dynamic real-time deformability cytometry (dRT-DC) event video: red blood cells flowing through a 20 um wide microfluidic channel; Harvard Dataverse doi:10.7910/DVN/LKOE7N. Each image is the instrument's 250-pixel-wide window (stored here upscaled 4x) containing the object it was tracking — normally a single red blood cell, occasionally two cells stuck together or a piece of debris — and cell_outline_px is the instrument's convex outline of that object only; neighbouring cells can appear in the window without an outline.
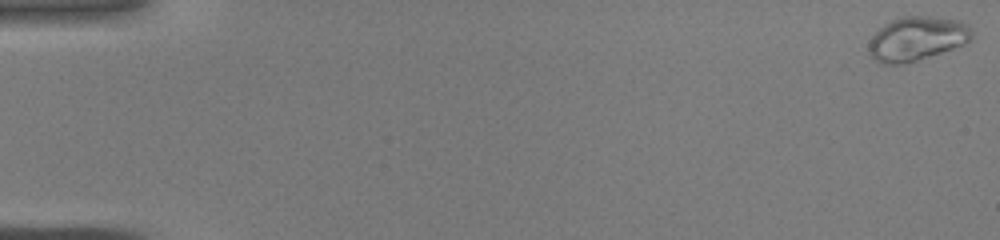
{"species": "common noctule bat (a hibernating species)", "species_latin": "Nyctalus noctula", "temperature_condition": "warm", "stored_images_in_passage": 44, "camera_frame_rate_fps": 3000, "um_per_image_px": 0.085, "animal": {"sex": "male", "body_mass_g": 19.0, "forearm_length_mm": 50.8}, "frame": {"image": 1, "passage_image": 1, "time_ms": 0.0, "image_size_px": [1000, 240], "cell_outline_px": [[972, 40], [964, 44], [904, 64], [880, 64], [868, 52], [868, 44], [872, 36], [884, 24], [892, 20], [904, 16], [928, 16], [956, 20], [968, 24], [972, 28]], "centroid_in_image_um": [77.92, 3.28], "position_along_channel_um": 7.1, "area_um2": 26.3}}
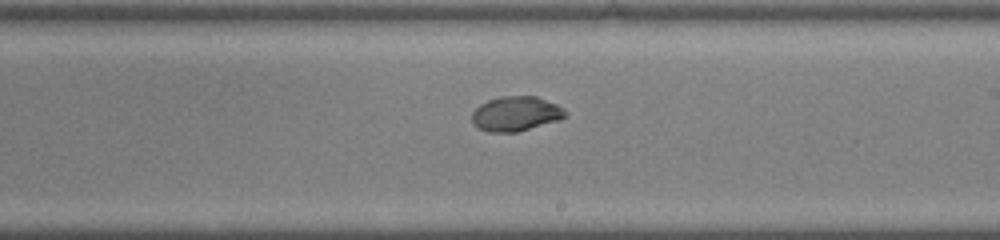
{"frame": {"image": 2, "passage_image": 27, "time_ms": 8.667, "image_size_px": [1000, 240], "cell_outline_px": [[568, 116], [560, 120], [516, 132], [488, 132], [476, 128], [472, 124], [472, 112], [480, 104], [488, 100], [500, 96], [536, 96], [556, 104], [564, 108], [568, 112]], "centroid_in_image_um": [43.85, 9.67], "position_along_channel_um": 245.2, "area_um2": 19.13}}
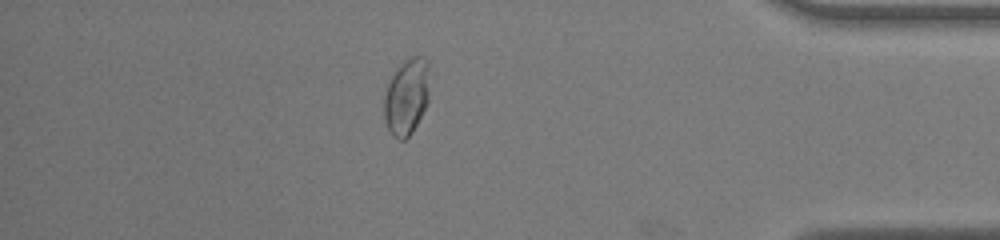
{"frame": {"image": 3, "passage_image": 39, "time_ms": 12.667, "image_size_px": [1000, 240], "cell_outline_px": [[428, 100], [412, 132], [404, 140], [400, 140], [388, 128], [384, 120], [384, 96], [388, 84], [392, 76], [400, 64], [404, 60], [412, 56], [424, 56], [428, 60]], "centroid_in_image_um": [34.56, 8.18], "position_along_channel_um": 400.6, "area_um2": 19.88}}